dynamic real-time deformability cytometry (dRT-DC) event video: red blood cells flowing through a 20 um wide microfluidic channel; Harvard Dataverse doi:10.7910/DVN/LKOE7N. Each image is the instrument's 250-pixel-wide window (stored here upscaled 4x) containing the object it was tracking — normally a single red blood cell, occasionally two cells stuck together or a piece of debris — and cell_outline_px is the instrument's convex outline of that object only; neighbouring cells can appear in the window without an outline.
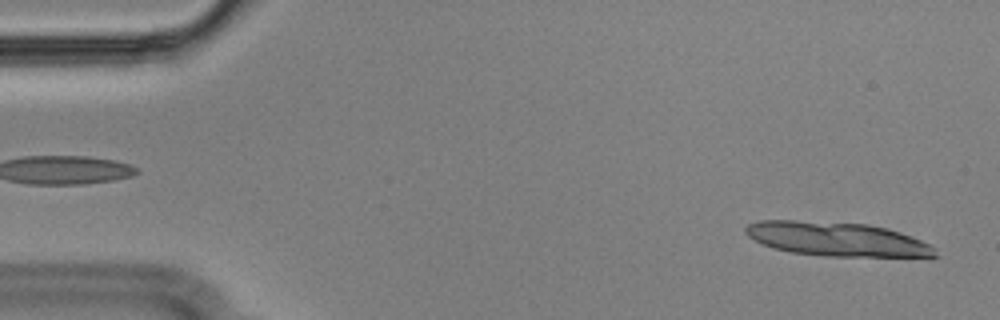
{"species": "Egyptian fruit bat (a non-hibernating species)", "species_latin": "Rousettus aegyptiacus", "temperature_condition": "cold", "stored_images_in_passage": 13, "camera_frame_rate_fps": 3000, "um_per_image_px": 0.085, "animal": {"sex": "male"}, "frame": {"image": 1, "passage_image": 2, "time_ms": 0.333, "image_size_px": [1000, 320], "cell_outline_px": [[940, 256], [824, 256], [792, 252], [772, 248], [760, 244], [752, 240], [744, 232], [744, 228], [748, 224], [760, 220], [796, 220], [868, 224], [888, 228], [900, 232], [920, 240], [936, 248]], "centroid_in_image_um": [71.08, 20.32], "position_along_channel_um": 13.9, "area_um2": 37.69}}